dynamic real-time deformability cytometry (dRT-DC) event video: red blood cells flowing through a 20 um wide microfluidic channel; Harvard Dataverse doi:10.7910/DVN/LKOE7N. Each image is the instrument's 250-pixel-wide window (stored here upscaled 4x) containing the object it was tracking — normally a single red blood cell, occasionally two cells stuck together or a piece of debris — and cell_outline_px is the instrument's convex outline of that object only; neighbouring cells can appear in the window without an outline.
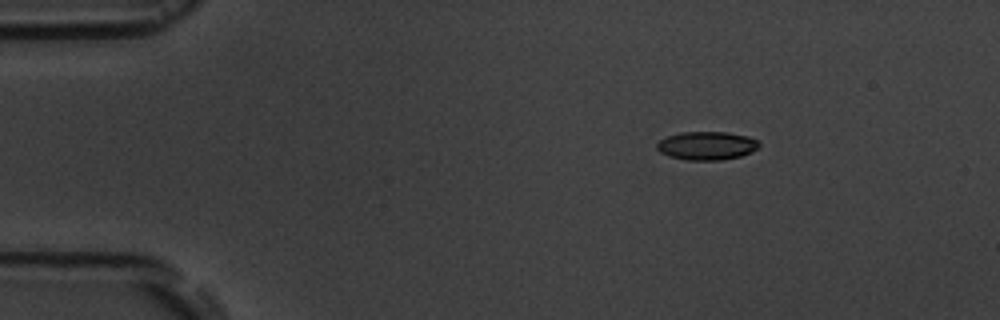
{"species": "common noctule bat (a hibernating species)", "species_latin": "Nyctalus noctula", "temperature_condition": "room temperature", "stored_images_in_passage": 6, "camera_frame_rate_fps": 3000, "um_per_image_px": 0.085, "animal": {"sex": "male", "body_mass_g": 19.5, "forearm_length_mm": 54.6}, "frame": {"image": 1, "passage_image": 3, "time_ms": 2.333, "image_size_px": [1000, 320], "cell_outline_px": [[760, 148], [752, 152], [740, 156], [720, 160], [688, 160], [668, 156], [660, 152], [656, 148], [656, 144], [660, 140], [668, 136], [680, 132], [728, 132], [748, 136], [756, 140], [760, 144]], "centroid_in_image_um": [60.08, 12.38], "position_along_channel_um": 24.9, "area_um2": 16.99}}
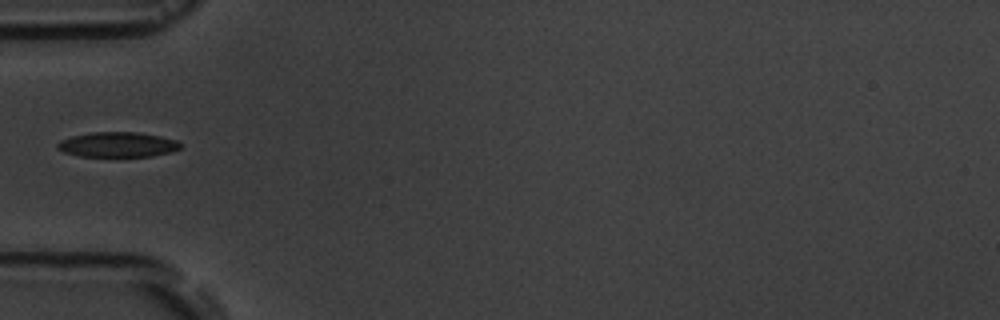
{"frame": {"image": 2, "passage_image": 6, "time_ms": 5.667, "image_size_px": [1000, 320], "cell_outline_px": [[180, 148], [172, 152], [152, 156], [116, 160], [80, 156], [64, 152], [56, 148], [56, 144], [60, 140], [72, 136], [92, 132], [136, 132], [160, 136], [176, 140], [180, 144]], "centroid_in_image_um": [9.97, 12.35], "position_along_channel_um": 75.0, "area_um2": 18.9}}